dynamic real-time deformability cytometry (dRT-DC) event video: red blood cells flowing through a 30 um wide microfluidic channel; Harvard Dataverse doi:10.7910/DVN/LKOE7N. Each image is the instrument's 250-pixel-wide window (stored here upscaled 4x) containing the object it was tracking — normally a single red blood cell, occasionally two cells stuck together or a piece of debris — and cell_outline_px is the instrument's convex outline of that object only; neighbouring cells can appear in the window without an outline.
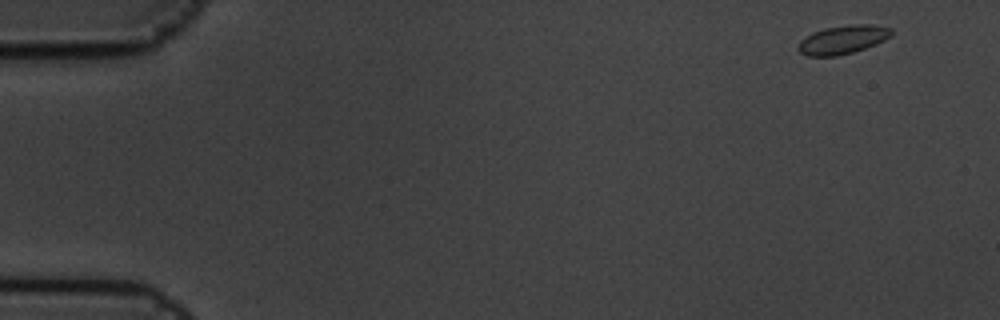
{"species": "common noctule bat (a hibernating species)", "species_latin": "Nyctalus noctula", "temperature_condition": "cold", "stored_images_in_passage": 11, "camera_frame_rate_fps": 3000, "um_per_image_px": 0.085, "animal": {"sex": "male", "body_mass_g": 19.5, "forearm_length_mm": 54.6}, "frame": {"image": 1, "passage_image": 1, "time_ms": 0.0, "image_size_px": [1000, 320], "cell_outline_px": [[892, 32], [884, 40], [876, 44], [852, 52], [836, 56], [808, 56], [800, 52], [796, 48], [800, 40], [804, 36], [812, 32], [824, 28], [852, 24], [872, 24], [892, 28]], "centroid_in_image_um": [71.59, 3.36], "position_along_channel_um": 13.4, "area_um2": 15.55}}
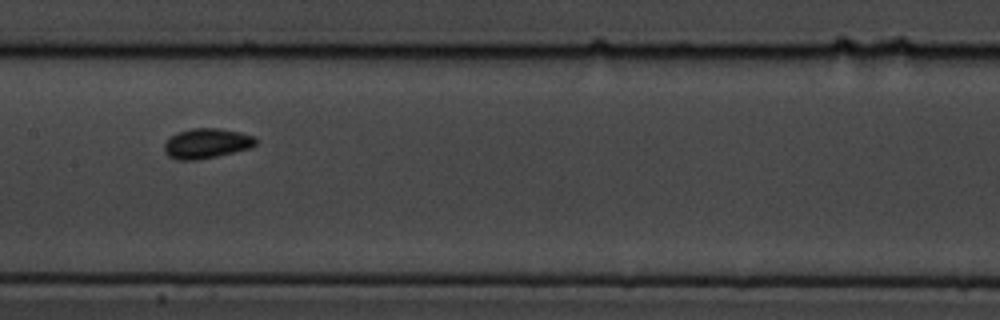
{"frame": {"image": 2, "passage_image": 8, "time_ms": 2.333, "image_size_px": [1000, 320], "cell_outline_px": [[256, 144], [252, 148], [200, 160], [176, 160], [168, 156], [164, 152], [164, 144], [172, 136], [180, 132], [192, 128], [216, 128], [240, 132], [252, 136], [256, 140]], "centroid_in_image_um": [17.56, 12.21], "position_along_channel_um": 189.8, "area_um2": 15.95}}
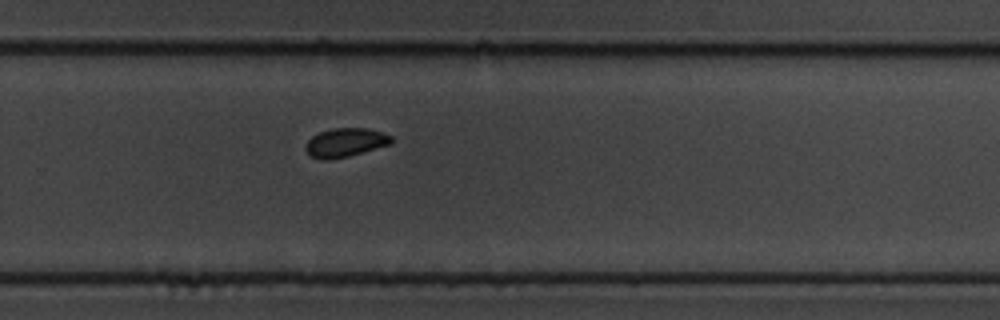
{"frame": {"image": 3, "passage_image": 11, "time_ms": 3.333, "image_size_px": [1000, 320], "cell_outline_px": [[392, 144], [348, 156], [328, 160], [324, 160], [308, 156], [304, 148], [308, 140], [312, 136], [320, 132], [332, 128], [368, 128], [384, 132], [392, 136]], "centroid_in_image_um": [29.35, 12.11], "position_along_channel_um": 300.4, "area_um2": 14.57}}